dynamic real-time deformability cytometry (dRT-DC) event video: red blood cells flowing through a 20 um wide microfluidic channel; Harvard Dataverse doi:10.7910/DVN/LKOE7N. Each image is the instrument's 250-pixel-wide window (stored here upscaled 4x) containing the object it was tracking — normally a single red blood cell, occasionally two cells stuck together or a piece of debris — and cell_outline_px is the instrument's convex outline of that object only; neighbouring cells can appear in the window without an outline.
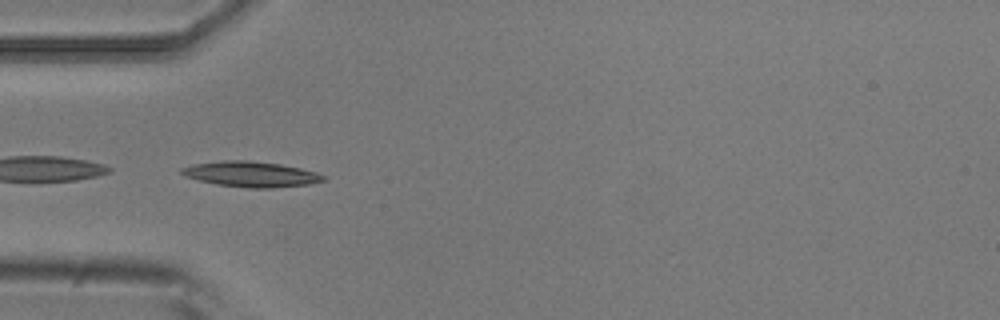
{"species": "common noctule bat (a hibernating species)", "species_latin": "Nyctalus noctula", "temperature_condition": "room temperature", "stored_images_in_passage": 7, "camera_frame_rate_fps": 3000, "um_per_image_px": 0.085, "animal": {"sex": "male", "body_mass_g": 20.5, "forearm_length_mm": 52.5}, "frame": {"image": 1, "passage_image": 5, "time_ms": 1.333, "image_size_px": [1000, 320], "cell_outline_px": [[328, 176], [324, 180], [308, 184], [272, 188], [248, 188], [216, 184], [184, 176], [180, 172], [180, 168], [192, 164], [224, 160], [244, 160], [280, 164], [300, 168], [316, 172]], "centroid_in_image_um": [21.32, 14.8], "position_along_channel_um": 63.7, "area_um2": 20.98}}
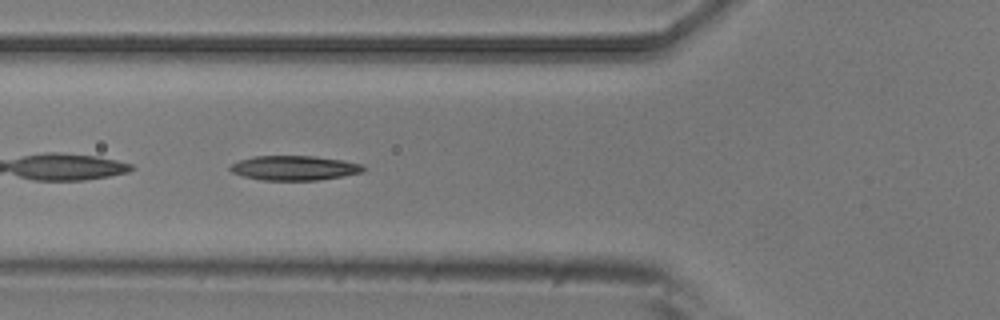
{"frame": {"image": 2, "passage_image": 6, "time_ms": 1.667, "image_size_px": [1000, 320], "cell_outline_px": [[364, 172], [316, 180], [264, 180], [244, 176], [232, 172], [228, 168], [232, 164], [240, 160], [252, 156], [312, 156], [340, 160], [364, 164]], "centroid_in_image_um": [25.01, 14.27], "position_along_channel_um": 100.8, "area_um2": 18.84}}
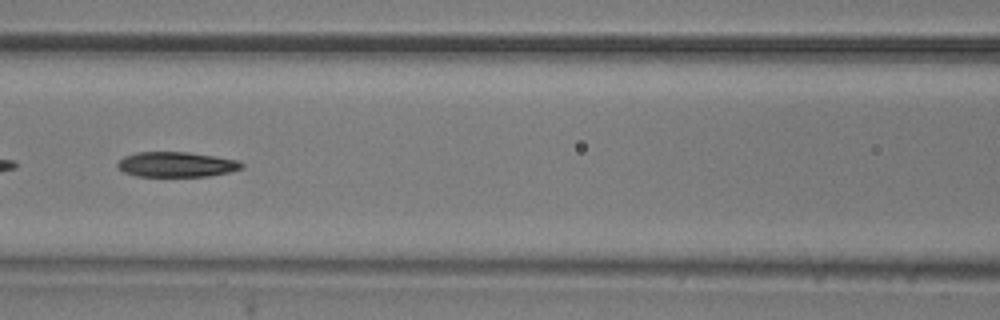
{"frame": {"image": 3, "passage_image": 7, "time_ms": 2.0, "image_size_px": [1000, 320], "cell_outline_px": [[244, 168], [228, 172], [208, 176], [136, 176], [124, 172], [116, 164], [124, 156], [136, 152], [188, 152], [240, 160], [244, 164]], "centroid_in_image_um": [15.02, 13.97], "position_along_channel_um": 151.6, "area_um2": 18.15}}